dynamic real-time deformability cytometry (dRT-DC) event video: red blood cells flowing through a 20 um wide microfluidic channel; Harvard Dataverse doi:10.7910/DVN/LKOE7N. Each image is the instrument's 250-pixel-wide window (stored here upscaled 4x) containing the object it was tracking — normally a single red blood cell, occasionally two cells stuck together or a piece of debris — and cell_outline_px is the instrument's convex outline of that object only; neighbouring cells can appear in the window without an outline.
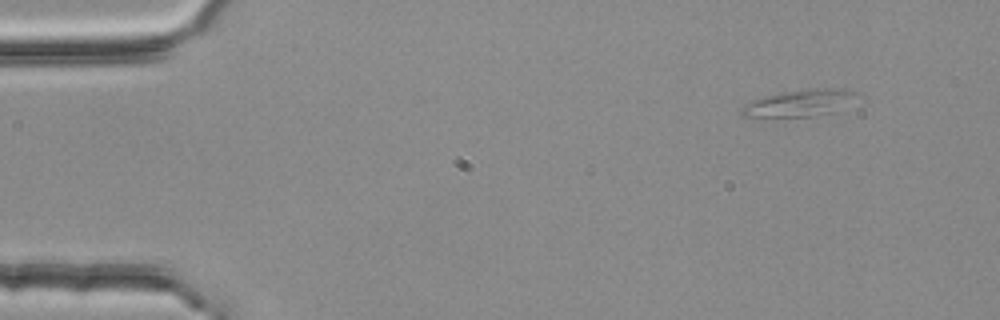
{"species": "common noctule bat (a hibernating species)", "species_latin": "Nyctalus noctula", "temperature_condition": "room temperature", "stored_images_in_passage": 3, "camera_frame_rate_fps": 3000, "um_per_image_px": 0.085, "animal": {"sex": "female", "body_mass_g": 25.1}, "frame": {"image": 1, "passage_image": 1, "time_ms": 0.0, "image_size_px": [1000, 320], "cell_outline_px": [[868, 96], [836, 112], [812, 116], [744, 116], [740, 112], [740, 108], [744, 104], [752, 100], [764, 96], [780, 92], [808, 88], [848, 88], [864, 92]], "centroid_in_image_um": [68.23, 8.71], "position_along_channel_um": 16.8, "area_um2": 19.02}}